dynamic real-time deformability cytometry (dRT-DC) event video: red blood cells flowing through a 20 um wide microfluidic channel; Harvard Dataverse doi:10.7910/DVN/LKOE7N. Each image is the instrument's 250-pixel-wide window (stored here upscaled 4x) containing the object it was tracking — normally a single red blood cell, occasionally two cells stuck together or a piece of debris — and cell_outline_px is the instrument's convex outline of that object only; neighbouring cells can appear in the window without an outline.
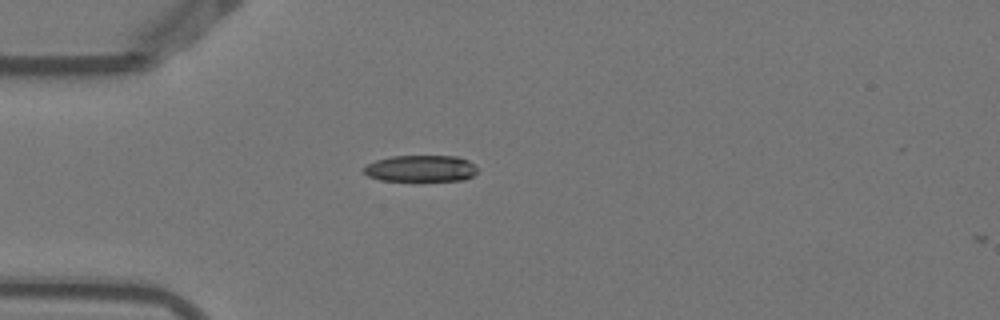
{"species": "Egyptian fruit bat (a non-hibernating species)", "species_latin": "Rousettus aegyptiacus", "temperature_condition": "warm", "stored_images_in_passage": 2, "camera_frame_rate_fps": 3000, "um_per_image_px": 0.085, "animal": {"sex": "female"}, "frame": {"image": 1, "passage_image": 1, "time_ms": 0.0, "image_size_px": [1000, 320], "cell_outline_px": [[476, 172], [472, 176], [464, 180], [380, 180], [368, 176], [360, 168], [376, 160], [392, 156], [456, 156], [468, 160], [476, 168]], "centroid_in_image_um": [35.73, 14.31], "position_along_channel_um": 49.3, "area_um2": 17.4}}